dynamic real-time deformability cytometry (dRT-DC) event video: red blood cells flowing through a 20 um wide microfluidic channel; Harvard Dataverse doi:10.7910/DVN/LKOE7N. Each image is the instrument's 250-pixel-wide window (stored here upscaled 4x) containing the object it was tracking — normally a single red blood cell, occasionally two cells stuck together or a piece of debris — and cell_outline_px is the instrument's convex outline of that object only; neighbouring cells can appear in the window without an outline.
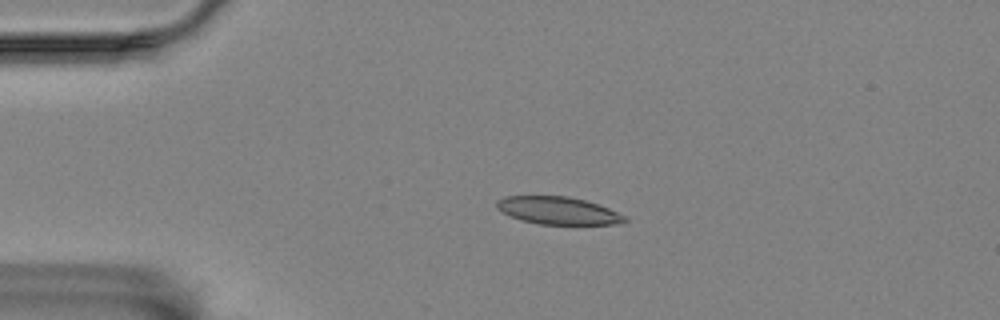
{"species": "Egyptian fruit bat (a non-hibernating species)", "species_latin": "Rousettus aegyptiacus", "temperature_condition": "room temperature", "stored_images_in_passage": 57, "camera_frame_rate_fps": 3000, "um_per_image_px": 0.085, "animal": {"sex": "female"}, "frame": {"image": 1, "passage_image": 12, "time_ms": 3.667, "image_size_px": [1000, 320], "cell_outline_px": [[628, 220], [616, 224], [540, 224], [524, 220], [512, 216], [496, 208], [496, 200], [504, 196], [568, 196], [584, 200], [608, 208], [624, 216]], "centroid_in_image_um": [47.41, 17.89], "position_along_channel_um": 37.6, "area_um2": 20.17}}
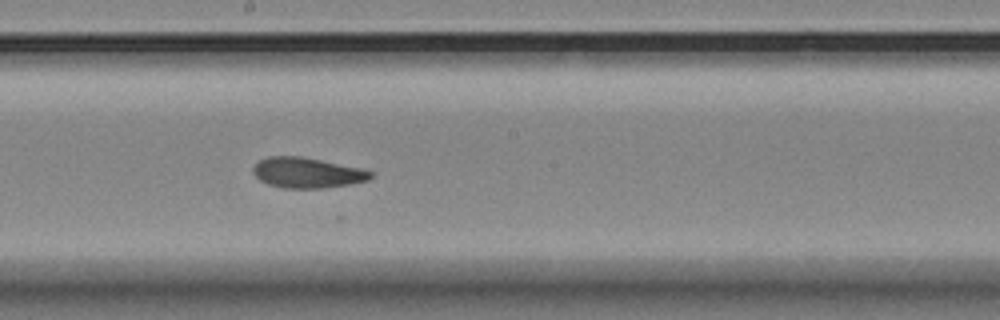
{"frame": {"image": 2, "passage_image": 31, "time_ms": 10.0, "image_size_px": [1000, 320], "cell_outline_px": [[372, 176], [368, 180], [348, 184], [324, 188], [284, 188], [268, 184], [260, 180], [252, 172], [252, 168], [260, 160], [268, 156], [300, 156], [360, 168], [372, 172]], "centroid_in_image_um": [26.07, 14.68], "position_along_channel_um": 222.1, "area_um2": 20.58}}
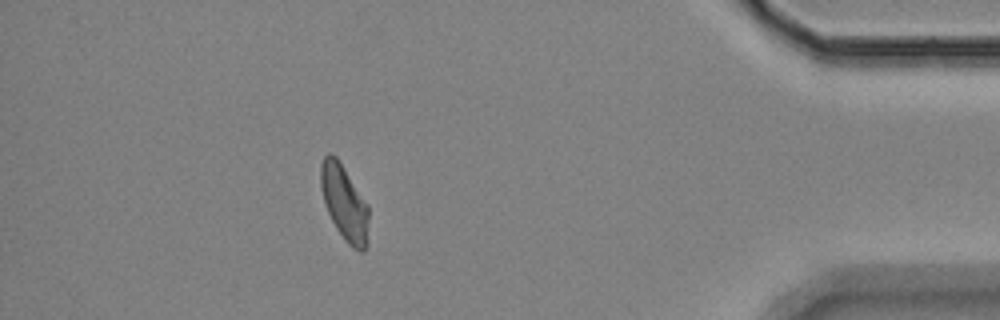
{"frame": {"image": 3, "passage_image": 51, "time_ms": 16.667, "image_size_px": [1000, 320], "cell_outline_px": [[368, 244], [364, 252], [360, 252], [352, 248], [344, 240], [336, 228], [324, 204], [320, 184], [320, 164], [324, 156], [328, 152], [332, 152], [336, 156], [368, 204]], "centroid_in_image_um": [29.27, 17.25], "position_along_channel_um": 405.9, "area_um2": 21.33}, "authors_computed_cell_mechanics": {"area_um2": 21.2126, "velocity_mm_per_s": 3.4301, "shape_relaxation_time_tau1_ms": 8.3889, "shape_relaxation_time_tau2_ms": 2.5258, "deformation_change_tau1": 0.1782, "deformation_change_tau2": 0.0764}}